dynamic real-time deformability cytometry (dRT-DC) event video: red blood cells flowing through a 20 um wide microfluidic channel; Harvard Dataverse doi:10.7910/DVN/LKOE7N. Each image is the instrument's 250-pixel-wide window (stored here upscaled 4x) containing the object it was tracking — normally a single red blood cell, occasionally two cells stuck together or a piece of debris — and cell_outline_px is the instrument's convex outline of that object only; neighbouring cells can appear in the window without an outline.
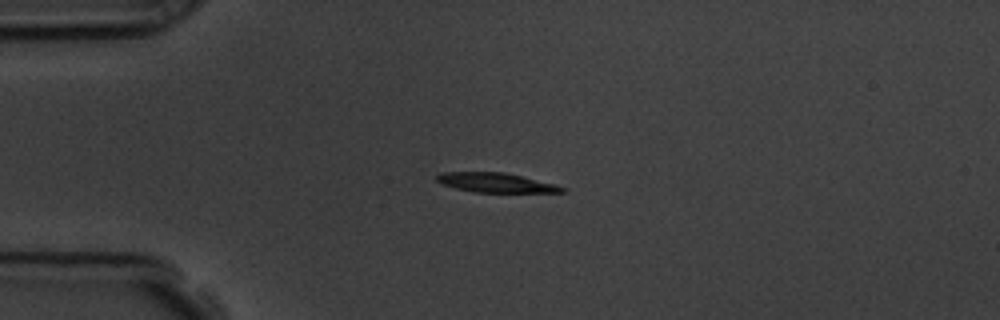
{"species": "common noctule bat (a hibernating species)", "species_latin": "Nyctalus noctula", "temperature_condition": "room temperature", "stored_images_in_passage": 44, "camera_frame_rate_fps": 3000, "um_per_image_px": 0.085, "animal": {"sex": "male", "body_mass_g": 19.5, "forearm_length_mm": 54.6}, "frame": {"image": 1, "passage_image": 1, "time_ms": 0.0, "image_size_px": [1000, 320], "cell_outline_px": [[568, 192], [476, 192], [456, 188], [440, 184], [436, 180], [436, 176], [440, 172], [504, 172], [568, 188]], "centroid_in_image_um": [42.1, 15.52], "position_along_channel_um": 42.9, "area_um2": 14.05}}
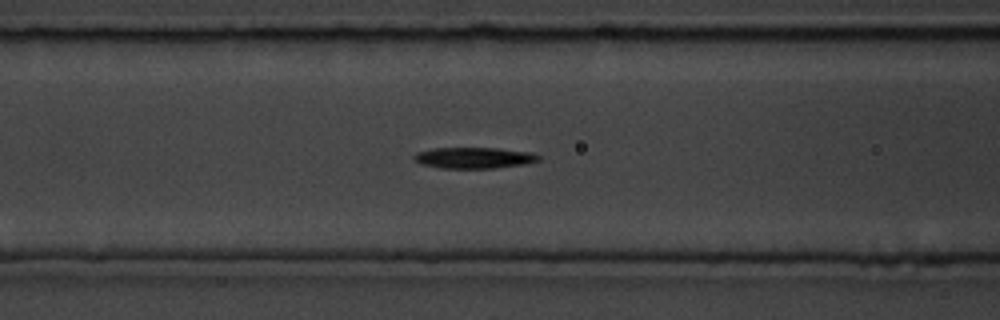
{"frame": {"image": 2, "passage_image": 10, "time_ms": 3.0, "image_size_px": [1000, 320], "cell_outline_px": [[540, 160], [524, 164], [496, 168], [440, 168], [420, 164], [412, 156], [416, 152], [432, 148], [500, 148], [532, 152], [540, 156]], "centroid_in_image_um": [40.29, 13.41], "position_along_channel_um": 126.3, "area_um2": 15.43}}
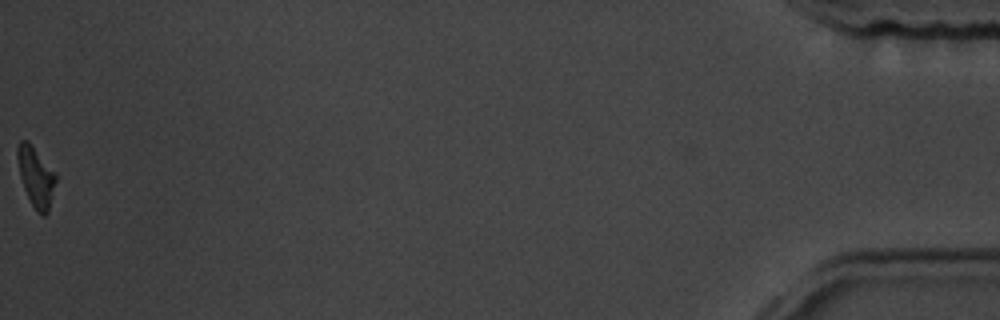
{"frame": {"image": 3, "passage_image": 44, "time_ms": 14.333, "image_size_px": [1000, 320], "cell_outline_px": [[56, 180], [48, 212], [44, 216], [40, 216], [32, 204], [24, 188], [20, 176], [16, 156], [16, 148], [20, 140], [28, 140], [56, 172]], "centroid_in_image_um": [3.05, 14.99], "position_along_channel_um": 432.2, "area_um2": 13.47}, "authors_computed_cell_mechanics": {"area_um2": 14.9991, "velocity_mm_per_s": 3.5932, "shape_relaxation_time_tau1_ms": 4.3392, "shape_relaxation_time_tau2_ms": 4.9188, "deformation_change_tau1": 0.148, "deformation_change_tau2": 0.1359}}